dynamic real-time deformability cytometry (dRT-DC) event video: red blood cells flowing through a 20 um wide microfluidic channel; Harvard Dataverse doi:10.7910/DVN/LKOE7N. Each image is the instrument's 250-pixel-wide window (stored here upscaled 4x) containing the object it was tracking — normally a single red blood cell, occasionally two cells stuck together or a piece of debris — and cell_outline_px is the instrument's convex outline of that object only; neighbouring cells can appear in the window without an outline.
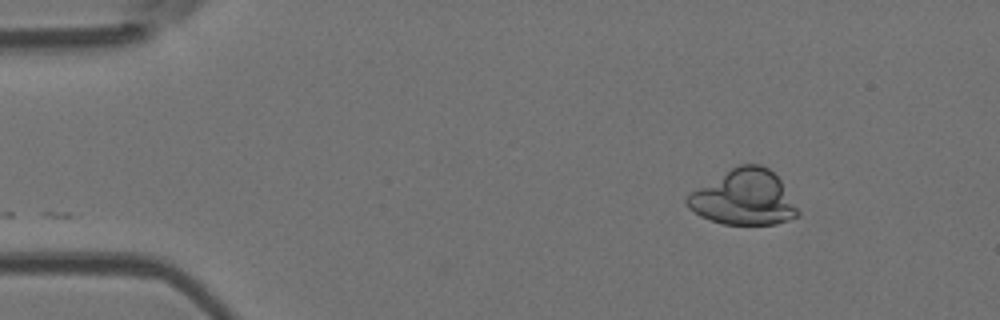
{"species": "Egyptian fruit bat (a non-hibernating species)", "species_latin": "Rousettus aegyptiacus", "temperature_condition": "room temperature", "stored_images_in_passage": 46, "camera_frame_rate_fps": 3000, "um_per_image_px": 0.085, "animal": {"sex": "female"}, "frame": {"image": 1, "passage_image": 1, "time_ms": 0.0, "image_size_px": [1000, 320], "cell_outline_px": [[800, 216], [776, 224], [724, 224], [700, 216], [688, 208], [684, 200], [692, 192], [732, 168], [740, 164], [760, 164], [768, 168], [780, 180], [800, 212]], "centroid_in_image_um": [63.25, 16.81], "position_along_channel_um": 21.8, "area_um2": 35.08}}
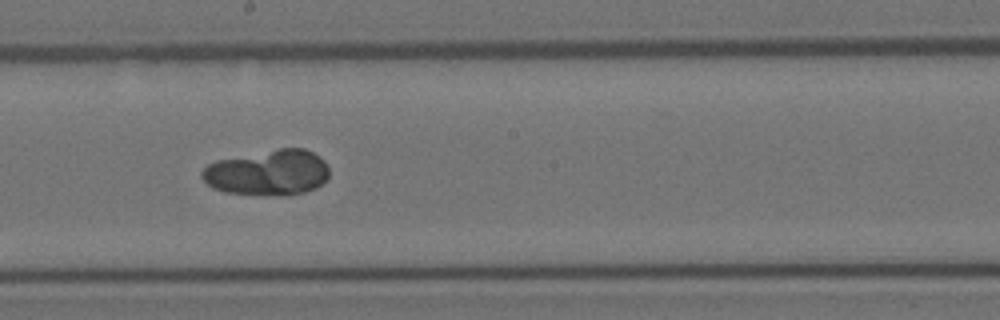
{"frame": {"image": 2, "passage_image": 23, "time_ms": 7.333, "image_size_px": [1000, 320], "cell_outline_px": [[328, 180], [316, 188], [304, 192], [284, 196], [224, 192], [212, 188], [200, 176], [200, 172], [208, 164], [216, 160], [280, 148], [304, 148], [320, 156], [324, 160], [328, 168]], "centroid_in_image_um": [22.78, 14.67], "position_along_channel_um": 225.4, "area_um2": 33.99}}
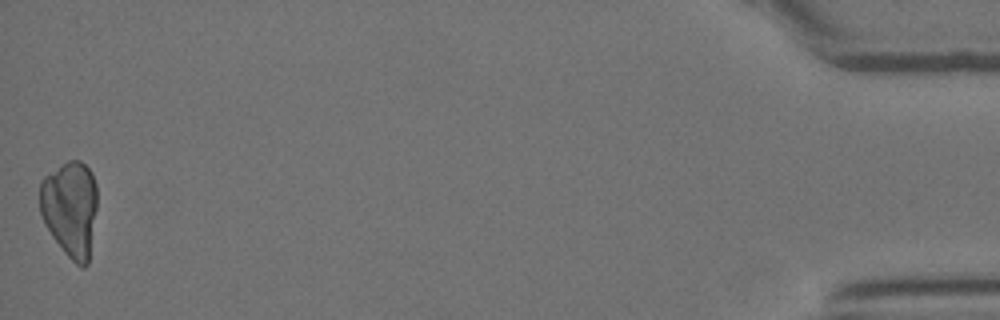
{"frame": {"image": 3, "passage_image": 46, "time_ms": 15.0, "image_size_px": [1000, 320], "cell_outline_px": [[96, 208], [88, 264], [84, 268], [80, 268], [64, 252], [52, 236], [44, 224], [40, 212], [40, 180], [44, 176], [68, 160], [80, 160], [92, 172], [96, 184]], "centroid_in_image_um": [5.96, 17.73], "position_along_channel_um": 429.2, "area_um2": 32.19}}